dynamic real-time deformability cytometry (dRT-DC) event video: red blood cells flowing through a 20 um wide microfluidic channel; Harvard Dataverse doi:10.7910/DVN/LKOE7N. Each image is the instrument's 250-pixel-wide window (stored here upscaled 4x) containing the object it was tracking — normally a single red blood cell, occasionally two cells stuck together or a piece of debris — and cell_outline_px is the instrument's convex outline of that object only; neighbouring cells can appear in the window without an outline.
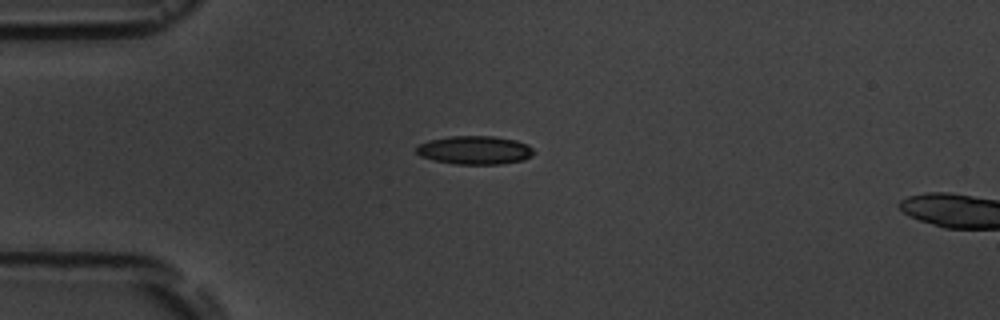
{"species": "common noctule bat (a hibernating species)", "species_latin": "Nyctalus noctula", "temperature_condition": "room temperature", "stored_images_in_passage": 2, "camera_frame_rate_fps": 3000, "um_per_image_px": 0.085, "animal": {"sex": "male", "body_mass_g": 19.5, "forearm_length_mm": 54.6}, "frame": {"image": 1, "passage_image": 1, "time_ms": 0.0, "image_size_px": [1000, 320], "cell_outline_px": [[536, 152], [532, 156], [524, 160], [500, 164], [456, 164], [432, 160], [420, 156], [416, 152], [416, 148], [420, 144], [428, 140], [448, 136], [492, 136], [516, 140], [528, 144]], "centroid_in_image_um": [40.37, 12.76], "position_along_channel_um": 44.6, "area_um2": 19.65}}